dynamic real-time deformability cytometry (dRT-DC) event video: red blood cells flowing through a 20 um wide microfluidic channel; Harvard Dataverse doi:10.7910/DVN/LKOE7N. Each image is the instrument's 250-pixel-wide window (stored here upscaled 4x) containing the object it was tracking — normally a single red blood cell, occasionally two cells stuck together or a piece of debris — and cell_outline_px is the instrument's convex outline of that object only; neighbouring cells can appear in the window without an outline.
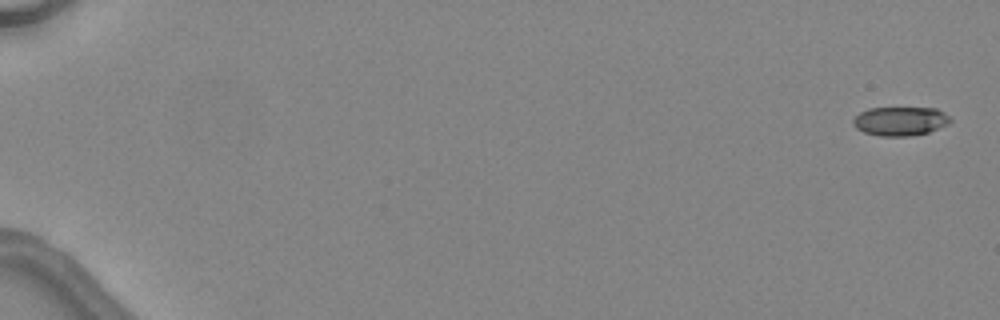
{"species": "common noctule bat (a hibernating species)", "species_latin": "Nyctalus noctula", "temperature_condition": "warm", "stored_images_in_passage": 2, "camera_frame_rate_fps": 3000, "um_per_image_px": 0.085, "animal": {"sex": "female", "body_mass_g": 24.6, "forearm_length_mm": 56.2}, "frame": {"image": 1, "passage_image": 1, "time_ms": 0.0, "image_size_px": [1000, 320], "cell_outline_px": [[952, 120], [948, 124], [928, 132], [908, 136], [880, 136], [864, 132], [856, 128], [852, 124], [852, 120], [860, 112], [868, 108], [936, 108], [944, 112]], "centroid_in_image_um": [76.5, 10.29], "position_along_channel_um": 8.5, "area_um2": 16.36}}